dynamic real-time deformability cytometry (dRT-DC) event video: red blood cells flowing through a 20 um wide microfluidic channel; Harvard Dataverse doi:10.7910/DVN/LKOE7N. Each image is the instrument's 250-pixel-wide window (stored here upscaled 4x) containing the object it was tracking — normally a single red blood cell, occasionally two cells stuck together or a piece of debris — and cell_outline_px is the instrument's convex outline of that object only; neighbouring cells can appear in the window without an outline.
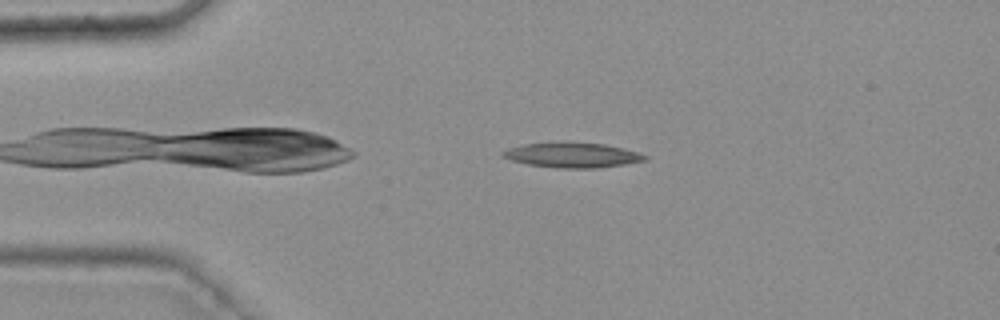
{"species": "common noctule bat (a hibernating species)", "species_latin": "Nyctalus noctula", "temperature_condition": "warm", "stored_images_in_passage": 31, "camera_frame_rate_fps": 3000, "um_per_image_px": 0.085, "animal": {"sex": "female", "body_mass_g": 25.1}, "frame": {"image": 1, "passage_image": 1, "time_ms": 0.0, "image_size_px": [1000, 320], "cell_outline_px": [[648, 156], [644, 160], [624, 164], [596, 168], [556, 168], [528, 164], [512, 160], [500, 156], [500, 152], [508, 148], [524, 144], [560, 140], [604, 144], [624, 148], [640, 152]], "centroid_in_image_um": [48.6, 13.15], "position_along_channel_um": 36.4, "area_um2": 21.15}}
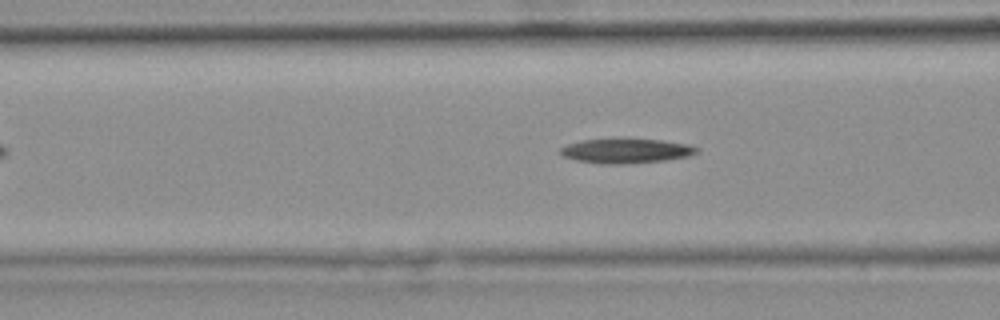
{"frame": {"image": 2, "passage_image": 10, "time_ms": 3.0, "image_size_px": [1000, 320], "cell_outline_px": [[700, 152], [688, 156], [664, 160], [624, 164], [600, 164], [576, 160], [564, 156], [560, 152], [560, 148], [568, 144], [580, 140], [664, 140], [688, 144], [700, 148]], "centroid_in_image_um": [53.25, 12.84], "position_along_channel_um": 113.3, "area_um2": 19.25}}
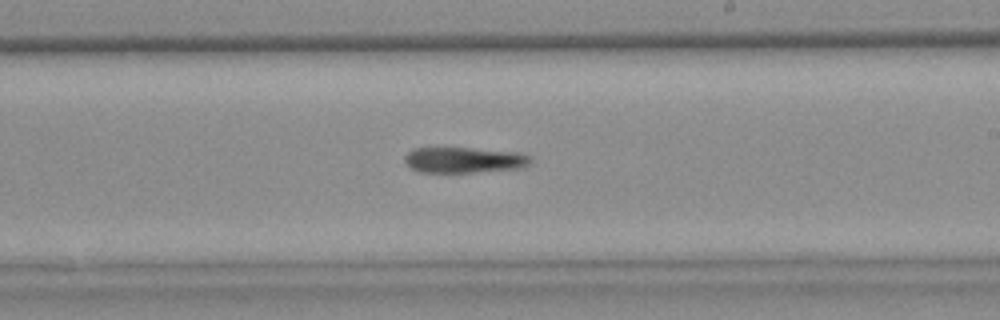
{"frame": {"image": 3, "passage_image": 21, "time_ms": 6.667, "image_size_px": [1000, 320], "cell_outline_px": [[532, 160], [528, 164], [520, 168], [472, 172], [420, 172], [412, 168], [404, 160], [404, 156], [412, 148], [472, 148], [516, 152], [532, 156]], "centroid_in_image_um": [39.44, 13.59], "position_along_channel_um": 249.6, "area_um2": 18.73}}